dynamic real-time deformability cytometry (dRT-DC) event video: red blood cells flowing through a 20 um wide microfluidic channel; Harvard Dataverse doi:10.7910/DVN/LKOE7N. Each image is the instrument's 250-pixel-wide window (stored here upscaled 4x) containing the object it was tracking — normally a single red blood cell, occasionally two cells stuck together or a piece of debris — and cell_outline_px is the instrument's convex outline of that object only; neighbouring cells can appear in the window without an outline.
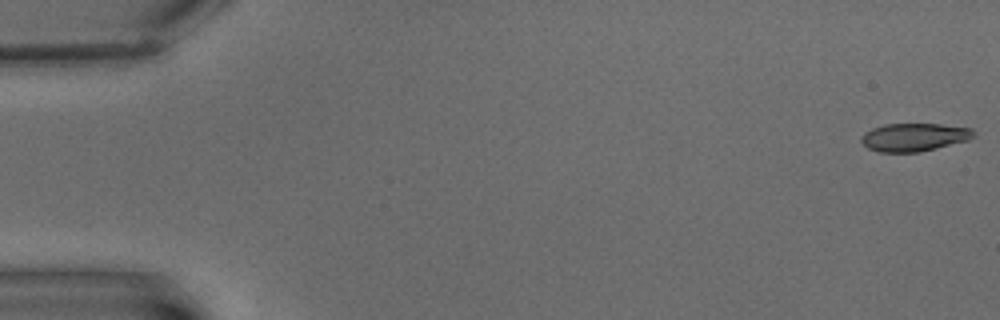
{"species": "common noctule bat (a hibernating species)", "species_latin": "Nyctalus noctula", "temperature_condition": "warm", "stored_images_in_passage": 5, "camera_frame_rate_fps": 3000, "um_per_image_px": 0.085, "animal": {"sex": "male", "body_mass_g": 15.6}, "frame": {"image": 1, "passage_image": 1, "time_ms": 0.0, "image_size_px": [1000, 320], "cell_outline_px": [[976, 136], [968, 140], [920, 152], [880, 152], [868, 148], [860, 140], [860, 136], [864, 132], [872, 128], [884, 124], [940, 124], [972, 128], [976, 132]], "centroid_in_image_um": [77.71, 11.65], "position_along_channel_um": 7.3, "area_um2": 18.5}}
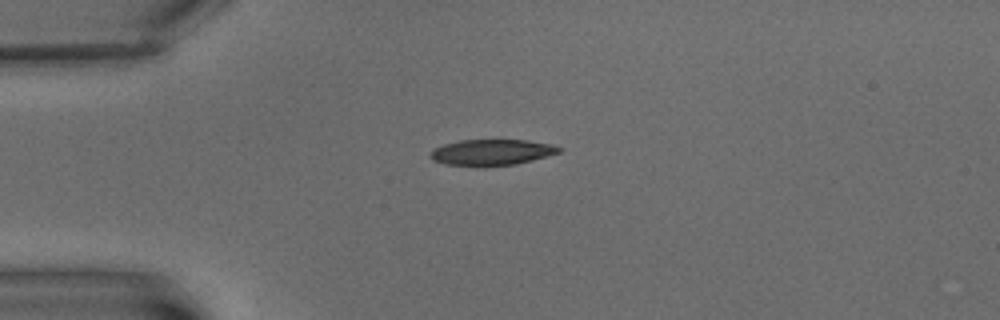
{"frame": {"image": 2, "passage_image": 5, "time_ms": 5.333, "image_size_px": [1000, 320], "cell_outline_px": [[564, 148], [560, 152], [532, 160], [516, 164], [444, 164], [432, 160], [428, 156], [432, 148], [444, 144], [460, 140], [528, 140], [552, 144]], "centroid_in_image_um": [41.8, 12.91], "position_along_channel_um": 43.2, "area_um2": 19.02}}